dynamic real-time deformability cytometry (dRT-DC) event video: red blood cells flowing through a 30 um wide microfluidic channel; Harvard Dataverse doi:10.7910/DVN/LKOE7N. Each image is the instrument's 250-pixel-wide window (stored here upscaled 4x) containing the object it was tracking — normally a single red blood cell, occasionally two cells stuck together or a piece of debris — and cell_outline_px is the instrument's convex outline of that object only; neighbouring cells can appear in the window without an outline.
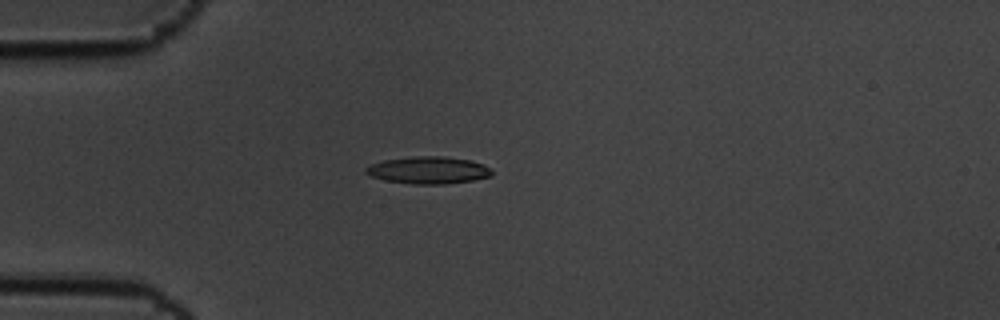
{"species": "common noctule bat (a hibernating species)", "species_latin": "Nyctalus noctula", "temperature_condition": "cold", "stored_images_in_passage": 5, "camera_frame_rate_fps": 3000, "um_per_image_px": 0.085, "animal": {"sex": "male", "body_mass_g": 19.5, "forearm_length_mm": 54.6}, "frame": {"image": 1, "passage_image": 5, "time_ms": 1.333, "image_size_px": [1000, 320], "cell_outline_px": [[492, 176], [472, 180], [444, 184], [416, 184], [384, 180], [372, 176], [364, 172], [364, 168], [372, 164], [384, 160], [416, 156], [444, 156], [468, 160], [484, 164], [492, 172]], "centroid_in_image_um": [36.4, 14.46], "position_along_channel_um": 48.6, "area_um2": 19.77}}